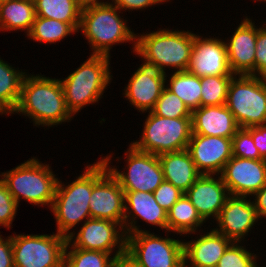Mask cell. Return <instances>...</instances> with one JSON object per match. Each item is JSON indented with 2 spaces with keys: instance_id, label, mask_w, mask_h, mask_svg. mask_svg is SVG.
<instances>
[{
  "instance_id": "cell-1",
  "label": "cell",
  "mask_w": 266,
  "mask_h": 267,
  "mask_svg": "<svg viewBox=\"0 0 266 267\" xmlns=\"http://www.w3.org/2000/svg\"><path fill=\"white\" fill-rule=\"evenodd\" d=\"M108 161H110V157H106L92 166H87L86 172L66 188L61 182L57 183L51 208L56 217L57 233L66 237L69 243L74 236L73 232L68 234V231L84 218L87 217V220L91 218L89 200L92 188L108 171Z\"/></svg>"
},
{
  "instance_id": "cell-2",
  "label": "cell",
  "mask_w": 266,
  "mask_h": 267,
  "mask_svg": "<svg viewBox=\"0 0 266 267\" xmlns=\"http://www.w3.org/2000/svg\"><path fill=\"white\" fill-rule=\"evenodd\" d=\"M13 112H22L37 125H56L70 120L60 80L42 76H24L19 102Z\"/></svg>"
},
{
  "instance_id": "cell-3",
  "label": "cell",
  "mask_w": 266,
  "mask_h": 267,
  "mask_svg": "<svg viewBox=\"0 0 266 267\" xmlns=\"http://www.w3.org/2000/svg\"><path fill=\"white\" fill-rule=\"evenodd\" d=\"M194 34L160 30L141 35L134 51L145 59V65L165 73L163 67L172 66L177 71H187L193 50Z\"/></svg>"
},
{
  "instance_id": "cell-4",
  "label": "cell",
  "mask_w": 266,
  "mask_h": 267,
  "mask_svg": "<svg viewBox=\"0 0 266 267\" xmlns=\"http://www.w3.org/2000/svg\"><path fill=\"white\" fill-rule=\"evenodd\" d=\"M118 9L116 5L102 3L81 10L79 28L92 45L93 54L109 56L111 45L136 40L135 34L117 15Z\"/></svg>"
},
{
  "instance_id": "cell-5",
  "label": "cell",
  "mask_w": 266,
  "mask_h": 267,
  "mask_svg": "<svg viewBox=\"0 0 266 267\" xmlns=\"http://www.w3.org/2000/svg\"><path fill=\"white\" fill-rule=\"evenodd\" d=\"M109 57L92 54L80 68L65 80H60L66 105L71 114H75L87 104L98 101L111 80Z\"/></svg>"
},
{
  "instance_id": "cell-6",
  "label": "cell",
  "mask_w": 266,
  "mask_h": 267,
  "mask_svg": "<svg viewBox=\"0 0 266 267\" xmlns=\"http://www.w3.org/2000/svg\"><path fill=\"white\" fill-rule=\"evenodd\" d=\"M127 228L126 254L141 267H186L183 242L160 238L132 225ZM132 229V230H131Z\"/></svg>"
},
{
  "instance_id": "cell-7",
  "label": "cell",
  "mask_w": 266,
  "mask_h": 267,
  "mask_svg": "<svg viewBox=\"0 0 266 267\" xmlns=\"http://www.w3.org/2000/svg\"><path fill=\"white\" fill-rule=\"evenodd\" d=\"M2 177L17 204L20 197L23 196L32 204L46 205L50 203L52 207L58 179L47 165H42L33 158L8 173H3Z\"/></svg>"
},
{
  "instance_id": "cell-8",
  "label": "cell",
  "mask_w": 266,
  "mask_h": 267,
  "mask_svg": "<svg viewBox=\"0 0 266 267\" xmlns=\"http://www.w3.org/2000/svg\"><path fill=\"white\" fill-rule=\"evenodd\" d=\"M225 105L240 128L266 124V85L263 79L252 75L233 77Z\"/></svg>"
},
{
  "instance_id": "cell-9",
  "label": "cell",
  "mask_w": 266,
  "mask_h": 267,
  "mask_svg": "<svg viewBox=\"0 0 266 267\" xmlns=\"http://www.w3.org/2000/svg\"><path fill=\"white\" fill-rule=\"evenodd\" d=\"M192 135V118H169L149 112L143 136L132 145L144 152L160 155L187 149Z\"/></svg>"
},
{
  "instance_id": "cell-10",
  "label": "cell",
  "mask_w": 266,
  "mask_h": 267,
  "mask_svg": "<svg viewBox=\"0 0 266 267\" xmlns=\"http://www.w3.org/2000/svg\"><path fill=\"white\" fill-rule=\"evenodd\" d=\"M11 241L14 267H63L66 237L21 234Z\"/></svg>"
},
{
  "instance_id": "cell-11",
  "label": "cell",
  "mask_w": 266,
  "mask_h": 267,
  "mask_svg": "<svg viewBox=\"0 0 266 267\" xmlns=\"http://www.w3.org/2000/svg\"><path fill=\"white\" fill-rule=\"evenodd\" d=\"M128 173L117 169L108 170L117 179L124 191L154 192L164 181L163 170L158 155L136 149L132 144L128 150Z\"/></svg>"
},
{
  "instance_id": "cell-12",
  "label": "cell",
  "mask_w": 266,
  "mask_h": 267,
  "mask_svg": "<svg viewBox=\"0 0 266 267\" xmlns=\"http://www.w3.org/2000/svg\"><path fill=\"white\" fill-rule=\"evenodd\" d=\"M89 201L91 218L117 222L123 229L129 207L124 204V190L109 170L94 184Z\"/></svg>"
},
{
  "instance_id": "cell-13",
  "label": "cell",
  "mask_w": 266,
  "mask_h": 267,
  "mask_svg": "<svg viewBox=\"0 0 266 267\" xmlns=\"http://www.w3.org/2000/svg\"><path fill=\"white\" fill-rule=\"evenodd\" d=\"M230 195L255 194L266 185V159H248L232 156L221 172Z\"/></svg>"
},
{
  "instance_id": "cell-14",
  "label": "cell",
  "mask_w": 266,
  "mask_h": 267,
  "mask_svg": "<svg viewBox=\"0 0 266 267\" xmlns=\"http://www.w3.org/2000/svg\"><path fill=\"white\" fill-rule=\"evenodd\" d=\"M187 150L201 174H221L232 158V139L192 134Z\"/></svg>"
},
{
  "instance_id": "cell-15",
  "label": "cell",
  "mask_w": 266,
  "mask_h": 267,
  "mask_svg": "<svg viewBox=\"0 0 266 267\" xmlns=\"http://www.w3.org/2000/svg\"><path fill=\"white\" fill-rule=\"evenodd\" d=\"M187 71L199 78L233 76L228 63L226 43L218 39H201L194 34L193 50Z\"/></svg>"
},
{
  "instance_id": "cell-16",
  "label": "cell",
  "mask_w": 266,
  "mask_h": 267,
  "mask_svg": "<svg viewBox=\"0 0 266 267\" xmlns=\"http://www.w3.org/2000/svg\"><path fill=\"white\" fill-rule=\"evenodd\" d=\"M116 225H119V223L108 219L90 218L86 220L79 233H77L78 235L72 248L98 250L111 254L113 247L119 242V246H117L119 249L114 257L117 258L125 254L126 237L118 234L119 231H116Z\"/></svg>"
},
{
  "instance_id": "cell-17",
  "label": "cell",
  "mask_w": 266,
  "mask_h": 267,
  "mask_svg": "<svg viewBox=\"0 0 266 267\" xmlns=\"http://www.w3.org/2000/svg\"><path fill=\"white\" fill-rule=\"evenodd\" d=\"M257 29L248 19L238 26L231 40L226 44L228 63L234 75H252L255 73Z\"/></svg>"
},
{
  "instance_id": "cell-18",
  "label": "cell",
  "mask_w": 266,
  "mask_h": 267,
  "mask_svg": "<svg viewBox=\"0 0 266 267\" xmlns=\"http://www.w3.org/2000/svg\"><path fill=\"white\" fill-rule=\"evenodd\" d=\"M246 196L232 195L227 200L217 218L220 230L232 242H238L249 232L258 216L254 207V202L247 201Z\"/></svg>"
},
{
  "instance_id": "cell-19",
  "label": "cell",
  "mask_w": 266,
  "mask_h": 267,
  "mask_svg": "<svg viewBox=\"0 0 266 267\" xmlns=\"http://www.w3.org/2000/svg\"><path fill=\"white\" fill-rule=\"evenodd\" d=\"M166 74L143 64L131 77L125 97L142 112L155 107L165 88Z\"/></svg>"
},
{
  "instance_id": "cell-20",
  "label": "cell",
  "mask_w": 266,
  "mask_h": 267,
  "mask_svg": "<svg viewBox=\"0 0 266 267\" xmlns=\"http://www.w3.org/2000/svg\"><path fill=\"white\" fill-rule=\"evenodd\" d=\"M227 191L221 176L215 180L209 174H202L184 194L201 218L206 220L211 215L218 218L229 195Z\"/></svg>"
},
{
  "instance_id": "cell-21",
  "label": "cell",
  "mask_w": 266,
  "mask_h": 267,
  "mask_svg": "<svg viewBox=\"0 0 266 267\" xmlns=\"http://www.w3.org/2000/svg\"><path fill=\"white\" fill-rule=\"evenodd\" d=\"M239 129L226 105L200 106L192 112V134L232 139Z\"/></svg>"
},
{
  "instance_id": "cell-22",
  "label": "cell",
  "mask_w": 266,
  "mask_h": 267,
  "mask_svg": "<svg viewBox=\"0 0 266 267\" xmlns=\"http://www.w3.org/2000/svg\"><path fill=\"white\" fill-rule=\"evenodd\" d=\"M231 242L216 230L201 235L196 241L184 242V264L190 260L192 267H216Z\"/></svg>"
},
{
  "instance_id": "cell-23",
  "label": "cell",
  "mask_w": 266,
  "mask_h": 267,
  "mask_svg": "<svg viewBox=\"0 0 266 267\" xmlns=\"http://www.w3.org/2000/svg\"><path fill=\"white\" fill-rule=\"evenodd\" d=\"M164 180L186 192L202 175L187 149L158 155Z\"/></svg>"
},
{
  "instance_id": "cell-24",
  "label": "cell",
  "mask_w": 266,
  "mask_h": 267,
  "mask_svg": "<svg viewBox=\"0 0 266 267\" xmlns=\"http://www.w3.org/2000/svg\"><path fill=\"white\" fill-rule=\"evenodd\" d=\"M34 0L0 1V29H27L30 32L35 20Z\"/></svg>"
},
{
  "instance_id": "cell-25",
  "label": "cell",
  "mask_w": 266,
  "mask_h": 267,
  "mask_svg": "<svg viewBox=\"0 0 266 267\" xmlns=\"http://www.w3.org/2000/svg\"><path fill=\"white\" fill-rule=\"evenodd\" d=\"M124 201L131 207L133 215L167 230V211L156 202L152 192L124 191Z\"/></svg>"
},
{
  "instance_id": "cell-26",
  "label": "cell",
  "mask_w": 266,
  "mask_h": 267,
  "mask_svg": "<svg viewBox=\"0 0 266 267\" xmlns=\"http://www.w3.org/2000/svg\"><path fill=\"white\" fill-rule=\"evenodd\" d=\"M36 16L69 23L76 31L82 8L75 0H34Z\"/></svg>"
},
{
  "instance_id": "cell-27",
  "label": "cell",
  "mask_w": 266,
  "mask_h": 267,
  "mask_svg": "<svg viewBox=\"0 0 266 267\" xmlns=\"http://www.w3.org/2000/svg\"><path fill=\"white\" fill-rule=\"evenodd\" d=\"M203 221L185 194L167 211V231L172 230L183 234L195 232L196 227Z\"/></svg>"
},
{
  "instance_id": "cell-28",
  "label": "cell",
  "mask_w": 266,
  "mask_h": 267,
  "mask_svg": "<svg viewBox=\"0 0 266 267\" xmlns=\"http://www.w3.org/2000/svg\"><path fill=\"white\" fill-rule=\"evenodd\" d=\"M177 95L191 112L200 107L201 78L188 71H176L170 79V88H166Z\"/></svg>"
},
{
  "instance_id": "cell-29",
  "label": "cell",
  "mask_w": 266,
  "mask_h": 267,
  "mask_svg": "<svg viewBox=\"0 0 266 267\" xmlns=\"http://www.w3.org/2000/svg\"><path fill=\"white\" fill-rule=\"evenodd\" d=\"M24 76L0 59V104L9 113H13L19 102Z\"/></svg>"
},
{
  "instance_id": "cell-30",
  "label": "cell",
  "mask_w": 266,
  "mask_h": 267,
  "mask_svg": "<svg viewBox=\"0 0 266 267\" xmlns=\"http://www.w3.org/2000/svg\"><path fill=\"white\" fill-rule=\"evenodd\" d=\"M75 31L69 23L36 16L27 35L35 41L54 43Z\"/></svg>"
},
{
  "instance_id": "cell-31",
  "label": "cell",
  "mask_w": 266,
  "mask_h": 267,
  "mask_svg": "<svg viewBox=\"0 0 266 267\" xmlns=\"http://www.w3.org/2000/svg\"><path fill=\"white\" fill-rule=\"evenodd\" d=\"M69 244L65 246L63 267H113L116 258H109L110 253L73 248L67 254Z\"/></svg>"
},
{
  "instance_id": "cell-32",
  "label": "cell",
  "mask_w": 266,
  "mask_h": 267,
  "mask_svg": "<svg viewBox=\"0 0 266 267\" xmlns=\"http://www.w3.org/2000/svg\"><path fill=\"white\" fill-rule=\"evenodd\" d=\"M233 76H207L201 78L200 106L225 105Z\"/></svg>"
},
{
  "instance_id": "cell-33",
  "label": "cell",
  "mask_w": 266,
  "mask_h": 267,
  "mask_svg": "<svg viewBox=\"0 0 266 267\" xmlns=\"http://www.w3.org/2000/svg\"><path fill=\"white\" fill-rule=\"evenodd\" d=\"M152 112L162 117L192 118V112L186 104L166 88L163 89Z\"/></svg>"
},
{
  "instance_id": "cell-34",
  "label": "cell",
  "mask_w": 266,
  "mask_h": 267,
  "mask_svg": "<svg viewBox=\"0 0 266 267\" xmlns=\"http://www.w3.org/2000/svg\"><path fill=\"white\" fill-rule=\"evenodd\" d=\"M253 255L243 249V247L235 245V242L229 245L223 256L220 258L216 267H256Z\"/></svg>"
},
{
  "instance_id": "cell-35",
  "label": "cell",
  "mask_w": 266,
  "mask_h": 267,
  "mask_svg": "<svg viewBox=\"0 0 266 267\" xmlns=\"http://www.w3.org/2000/svg\"><path fill=\"white\" fill-rule=\"evenodd\" d=\"M232 156L263 159L254 145L251 134L245 128H240L232 138Z\"/></svg>"
},
{
  "instance_id": "cell-36",
  "label": "cell",
  "mask_w": 266,
  "mask_h": 267,
  "mask_svg": "<svg viewBox=\"0 0 266 267\" xmlns=\"http://www.w3.org/2000/svg\"><path fill=\"white\" fill-rule=\"evenodd\" d=\"M18 204L8 191L5 182L0 179V225L10 227Z\"/></svg>"
},
{
  "instance_id": "cell-37",
  "label": "cell",
  "mask_w": 266,
  "mask_h": 267,
  "mask_svg": "<svg viewBox=\"0 0 266 267\" xmlns=\"http://www.w3.org/2000/svg\"><path fill=\"white\" fill-rule=\"evenodd\" d=\"M184 194L179 188L172 183L163 181L153 192L156 202L168 211Z\"/></svg>"
},
{
  "instance_id": "cell-38",
  "label": "cell",
  "mask_w": 266,
  "mask_h": 267,
  "mask_svg": "<svg viewBox=\"0 0 266 267\" xmlns=\"http://www.w3.org/2000/svg\"><path fill=\"white\" fill-rule=\"evenodd\" d=\"M255 71L261 78L266 76V28L257 29Z\"/></svg>"
},
{
  "instance_id": "cell-39",
  "label": "cell",
  "mask_w": 266,
  "mask_h": 267,
  "mask_svg": "<svg viewBox=\"0 0 266 267\" xmlns=\"http://www.w3.org/2000/svg\"><path fill=\"white\" fill-rule=\"evenodd\" d=\"M252 136L260 156L266 159V124L245 128Z\"/></svg>"
},
{
  "instance_id": "cell-40",
  "label": "cell",
  "mask_w": 266,
  "mask_h": 267,
  "mask_svg": "<svg viewBox=\"0 0 266 267\" xmlns=\"http://www.w3.org/2000/svg\"><path fill=\"white\" fill-rule=\"evenodd\" d=\"M0 267H14L11 236L6 241L0 236Z\"/></svg>"
},
{
  "instance_id": "cell-41",
  "label": "cell",
  "mask_w": 266,
  "mask_h": 267,
  "mask_svg": "<svg viewBox=\"0 0 266 267\" xmlns=\"http://www.w3.org/2000/svg\"><path fill=\"white\" fill-rule=\"evenodd\" d=\"M163 1L166 0H115L114 2L119 9H141Z\"/></svg>"
},
{
  "instance_id": "cell-42",
  "label": "cell",
  "mask_w": 266,
  "mask_h": 267,
  "mask_svg": "<svg viewBox=\"0 0 266 267\" xmlns=\"http://www.w3.org/2000/svg\"><path fill=\"white\" fill-rule=\"evenodd\" d=\"M254 195H256L254 207L258 218L261 216H266V185L258 190Z\"/></svg>"
},
{
  "instance_id": "cell-43",
  "label": "cell",
  "mask_w": 266,
  "mask_h": 267,
  "mask_svg": "<svg viewBox=\"0 0 266 267\" xmlns=\"http://www.w3.org/2000/svg\"><path fill=\"white\" fill-rule=\"evenodd\" d=\"M113 267H141L133 259H131L126 253L118 256L113 264Z\"/></svg>"
},
{
  "instance_id": "cell-44",
  "label": "cell",
  "mask_w": 266,
  "mask_h": 267,
  "mask_svg": "<svg viewBox=\"0 0 266 267\" xmlns=\"http://www.w3.org/2000/svg\"><path fill=\"white\" fill-rule=\"evenodd\" d=\"M75 1L82 9L89 6H94L97 4L104 3V2H98L97 0H75Z\"/></svg>"
},
{
  "instance_id": "cell-45",
  "label": "cell",
  "mask_w": 266,
  "mask_h": 267,
  "mask_svg": "<svg viewBox=\"0 0 266 267\" xmlns=\"http://www.w3.org/2000/svg\"><path fill=\"white\" fill-rule=\"evenodd\" d=\"M3 112H5V113L7 114L6 110H5V109L1 106V104H0V113L3 114Z\"/></svg>"
},
{
  "instance_id": "cell-46",
  "label": "cell",
  "mask_w": 266,
  "mask_h": 267,
  "mask_svg": "<svg viewBox=\"0 0 266 267\" xmlns=\"http://www.w3.org/2000/svg\"><path fill=\"white\" fill-rule=\"evenodd\" d=\"M262 79H263V81H264V83H265V85H266V76L263 77Z\"/></svg>"
}]
</instances>
